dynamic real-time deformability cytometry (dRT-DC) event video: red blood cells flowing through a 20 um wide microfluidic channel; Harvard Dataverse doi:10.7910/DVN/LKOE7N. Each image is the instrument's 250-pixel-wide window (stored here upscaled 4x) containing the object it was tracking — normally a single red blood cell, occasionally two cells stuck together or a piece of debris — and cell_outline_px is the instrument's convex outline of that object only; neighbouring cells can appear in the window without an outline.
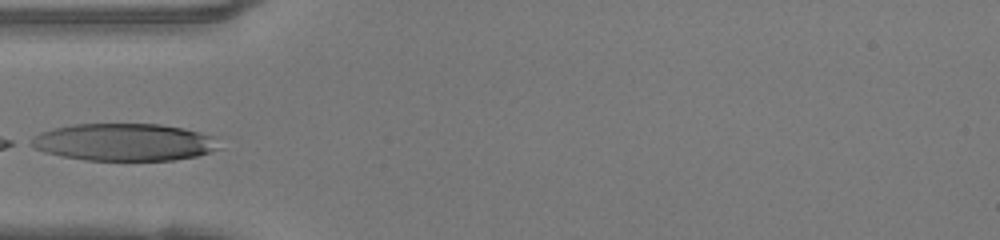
{"species": "human", "species_latin": "Homo sapiens", "temperature_condition": "warm", "stored_images_in_passage": 8, "camera_frame_rate_fps": 3000, "um_per_image_px": 0.085, "donor": {"sex": "female"}, "frame": {"image": 1, "passage_image": 1, "time_ms": 0.0, "image_size_px": [1000, 240], "cell_outline_px": [[224, 148], [196, 156], [172, 160], [84, 160], [44, 152], [32, 148], [24, 144], [24, 140], [40, 132], [52, 128], [72, 124], [160, 124], [184, 128], [200, 132], [212, 136]], "centroid_in_image_um": [10.48, 12.08], "position_along_channel_um": 74.5, "area_um2": 41.56}}
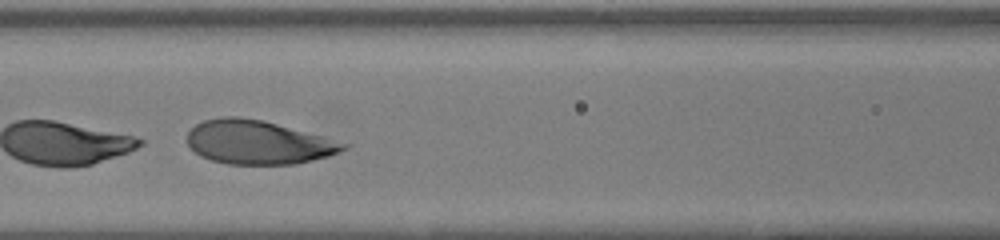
{"frame": {"image": 2, "passage_image": 6, "time_ms": 1.667, "image_size_px": [1000, 240], "cell_outline_px": [[348, 148], [328, 156], [296, 164], [228, 164], [212, 160], [200, 156], [188, 144], [188, 132], [196, 124], [204, 120], [224, 116], [236, 116], [264, 120], [348, 144]], "centroid_in_image_um": [21.9, 12.09], "position_along_channel_um": 144.7, "area_um2": 39.42}}